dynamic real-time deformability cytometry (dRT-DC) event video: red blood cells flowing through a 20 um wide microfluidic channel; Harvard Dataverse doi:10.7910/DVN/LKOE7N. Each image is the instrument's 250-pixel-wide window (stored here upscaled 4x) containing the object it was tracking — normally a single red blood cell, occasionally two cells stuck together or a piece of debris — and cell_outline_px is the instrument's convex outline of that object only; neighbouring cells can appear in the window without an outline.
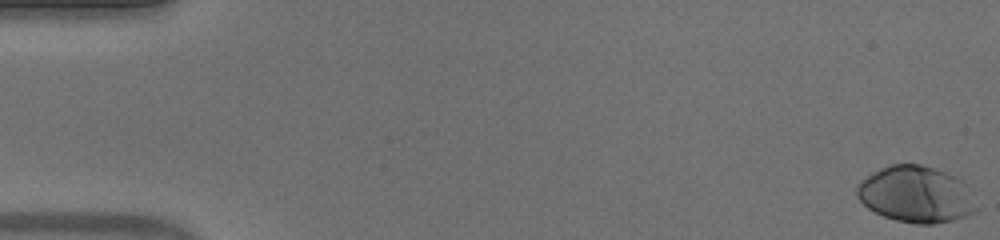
{"species": "human", "species_latin": "Homo sapiens", "temperature_condition": "warm", "stored_images_in_passage": 53, "camera_frame_rate_fps": 3000, "um_per_image_px": 0.085, "donor": {"sex": "male"}, "frame": {"image": 1, "passage_image": 1, "time_ms": 0.0, "image_size_px": [1000, 240], "cell_outline_px": [[980, 208], [976, 212], [968, 216], [952, 220], [932, 224], [916, 224], [896, 220], [884, 216], [868, 208], [856, 196], [856, 184], [860, 180], [872, 172], [880, 168], [892, 164], [920, 164], [936, 168], [956, 176], [960, 180]], "centroid_in_image_um": [77.85, 16.52], "position_along_channel_um": 7.2, "area_um2": 39.48}}
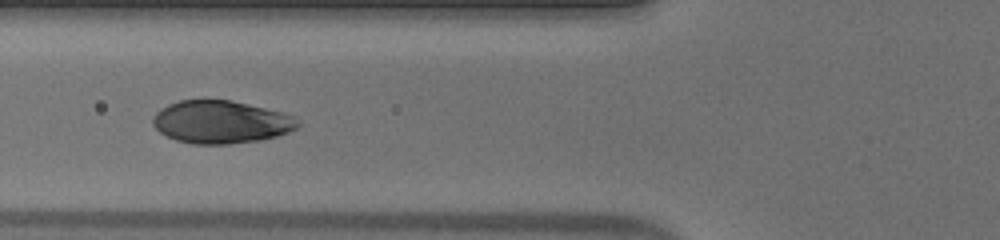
{"frame": {"image": 2, "passage_image": 21, "time_ms": 6.667, "image_size_px": [1000, 240], "cell_outline_px": [[300, 124], [296, 128], [288, 132], [276, 136], [260, 140], [228, 144], [192, 144], [176, 140], [160, 132], [152, 124], [152, 120], [156, 112], [160, 108], [168, 104], [180, 100], [228, 100], [248, 104], [296, 116]], "centroid_in_image_um": [18.77, 10.37], "position_along_channel_um": 107.0, "area_um2": 36.01}}
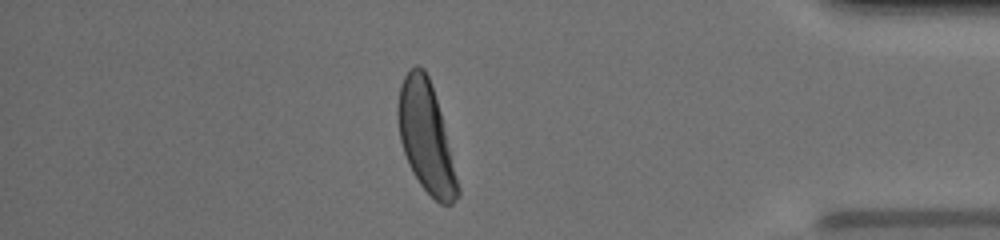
{"frame": {"image": 3, "passage_image": 46, "time_ms": 15.0, "image_size_px": [1000, 240], "cell_outline_px": [[460, 196], [452, 204], [440, 204], [420, 184], [412, 172], [408, 164], [400, 140], [396, 116], [396, 108], [400, 84], [408, 68], [416, 64], [424, 68], [428, 76], [440, 112], [460, 188]], "centroid_in_image_um": [36.18, 11.65], "position_along_channel_um": 399.0, "area_um2": 38.21}, "authors_computed_cell_mechanics": {"area_um2": 37.6278, "velocity_mm_per_s": 3.9196, "shape_relaxation_time_tau1_ms": 2.7995, "shape_relaxation_time_tau2_ms": null, "deformation_change_tau1": 0.1693, "deformation_change_tau2": null}}